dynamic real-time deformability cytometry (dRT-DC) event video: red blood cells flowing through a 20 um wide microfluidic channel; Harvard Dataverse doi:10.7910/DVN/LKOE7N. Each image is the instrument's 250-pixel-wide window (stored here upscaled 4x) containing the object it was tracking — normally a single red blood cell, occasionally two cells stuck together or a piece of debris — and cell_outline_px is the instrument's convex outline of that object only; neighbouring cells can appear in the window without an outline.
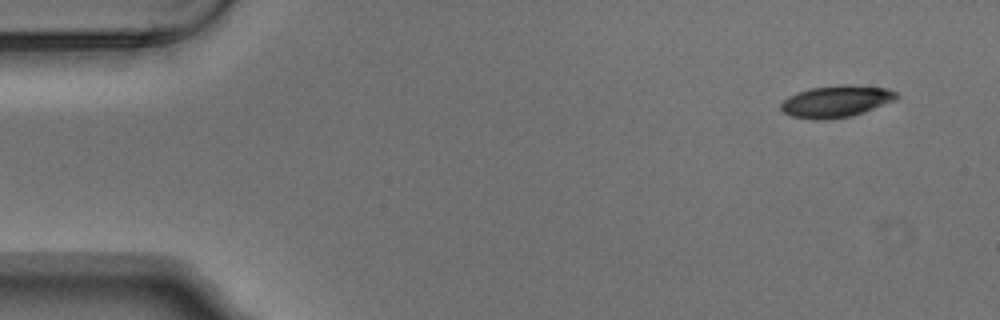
{"species": "Egyptian fruit bat (a non-hibernating species)", "species_latin": "Rousettus aegyptiacus", "temperature_condition": "warm", "stored_images_in_passage": 6, "camera_frame_rate_fps": 3000, "um_per_image_px": 0.085, "animal": {"sex": "male"}, "frame": {"image": 1, "passage_image": 1, "time_ms": 0.0, "image_size_px": [1000, 320], "cell_outline_px": [[900, 96], [896, 100], [864, 112], [852, 116], [792, 116], [784, 112], [780, 108], [780, 104], [788, 96], [808, 88], [840, 84], [844, 84], [888, 88], [896, 92]], "centroid_in_image_um": [71.15, 8.54], "position_along_channel_um": 13.9, "area_um2": 20.63}}
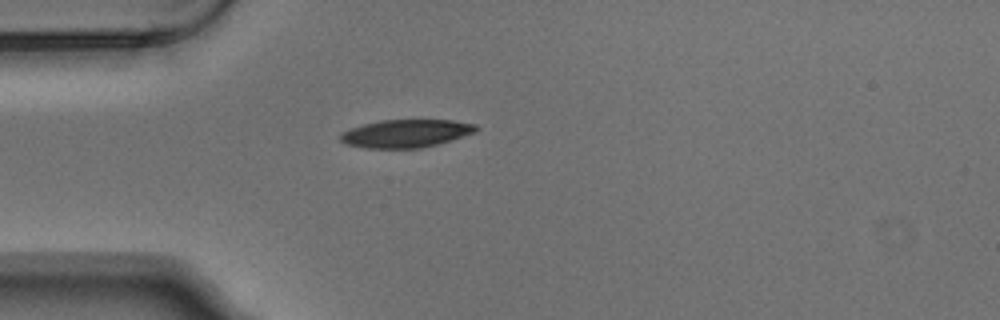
{"frame": {"image": 2, "passage_image": 4, "time_ms": 1.0, "image_size_px": [1000, 320], "cell_outline_px": [[480, 128], [476, 132], [436, 144], [420, 148], [364, 148], [344, 144], [340, 140], [340, 132], [364, 124], [380, 120], [452, 120], [476, 124]], "centroid_in_image_um": [34.48, 11.34], "position_along_channel_um": 50.5, "area_um2": 22.08}}
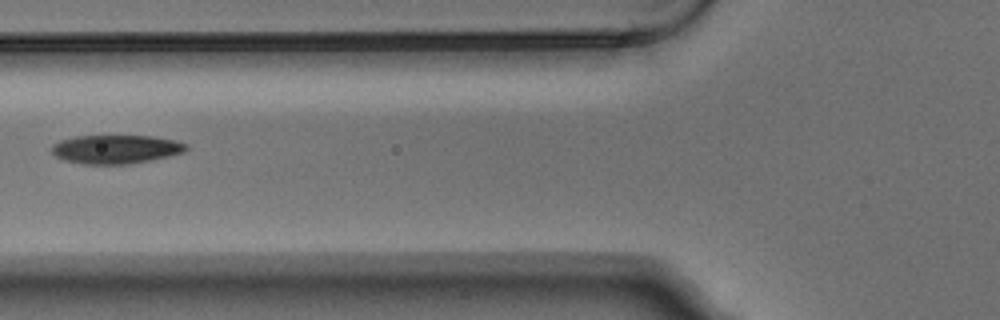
{"frame": {"image": 3, "passage_image": 6, "time_ms": 1.667, "image_size_px": [1000, 320], "cell_outline_px": [[188, 148], [184, 152], [168, 156], [128, 164], [84, 164], [64, 160], [56, 156], [52, 152], [52, 144], [60, 140], [76, 136], [152, 136], [176, 140], [188, 144]], "centroid_in_image_um": [9.85, 12.68], "position_along_channel_um": 115.9, "area_um2": 22.43}}